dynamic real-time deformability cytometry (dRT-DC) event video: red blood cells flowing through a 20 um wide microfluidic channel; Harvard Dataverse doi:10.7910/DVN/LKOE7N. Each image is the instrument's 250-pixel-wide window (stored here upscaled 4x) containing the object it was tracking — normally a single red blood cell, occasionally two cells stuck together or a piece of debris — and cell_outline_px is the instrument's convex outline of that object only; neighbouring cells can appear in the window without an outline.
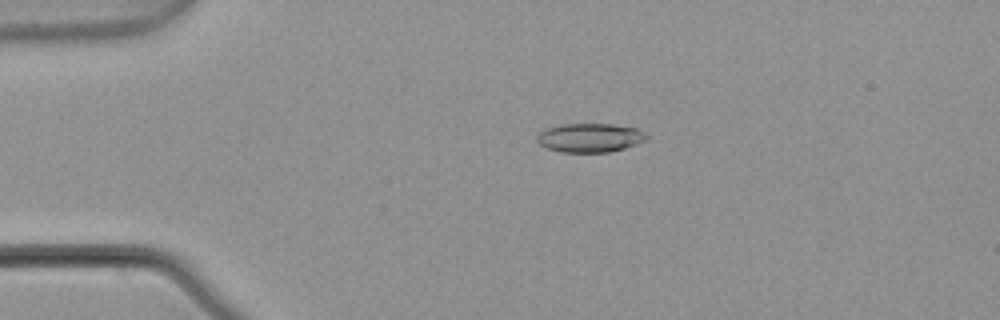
{"species": "common noctule bat (a hibernating species)", "species_latin": "Nyctalus noctula", "temperature_condition": "warm", "stored_images_in_passage": 4, "camera_frame_rate_fps": 3000, "um_per_image_px": 0.085, "animal": {"sex": "male", "body_mass_g": 21.5, "forearm_length_mm": 52.0}, "frame": {"image": 1, "passage_image": 3, "time_ms": 0.667, "image_size_px": [1000, 320], "cell_outline_px": [[648, 140], [624, 148], [608, 152], [560, 152], [544, 148], [536, 140], [536, 136], [540, 132], [548, 128], [560, 124], [612, 124], [636, 128], [644, 132], [648, 136]], "centroid_in_image_um": [50.13, 11.71], "position_along_channel_um": 34.9, "area_um2": 18.55}}